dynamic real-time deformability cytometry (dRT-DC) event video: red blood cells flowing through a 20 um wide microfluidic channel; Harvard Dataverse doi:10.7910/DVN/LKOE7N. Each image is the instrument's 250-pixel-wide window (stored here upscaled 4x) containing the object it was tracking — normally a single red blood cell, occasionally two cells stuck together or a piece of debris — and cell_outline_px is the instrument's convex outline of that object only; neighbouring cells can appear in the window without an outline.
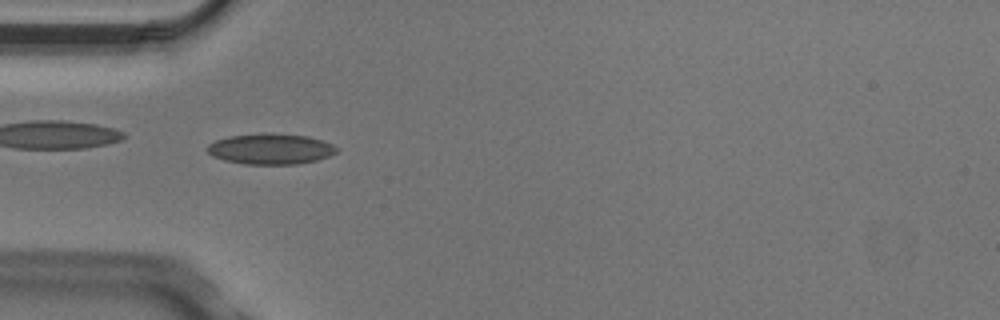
{"species": "Egyptian fruit bat (a non-hibernating species)", "species_latin": "Rousettus aegyptiacus", "temperature_condition": "cold", "stored_images_in_passage": 5, "camera_frame_rate_fps": 3000, "um_per_image_px": 0.085, "animal": {"sex": "male"}, "frame": {"image": 1, "passage_image": 4, "time_ms": 1.0, "image_size_px": [1000, 320], "cell_outline_px": [[336, 152], [328, 156], [316, 160], [296, 164], [244, 164], [224, 160], [212, 156], [208, 152], [208, 144], [216, 140], [228, 136], [264, 132], [308, 136], [332, 144], [336, 148]], "centroid_in_image_um": [22.96, 12.65], "position_along_channel_um": 62.0, "area_um2": 23.06}}